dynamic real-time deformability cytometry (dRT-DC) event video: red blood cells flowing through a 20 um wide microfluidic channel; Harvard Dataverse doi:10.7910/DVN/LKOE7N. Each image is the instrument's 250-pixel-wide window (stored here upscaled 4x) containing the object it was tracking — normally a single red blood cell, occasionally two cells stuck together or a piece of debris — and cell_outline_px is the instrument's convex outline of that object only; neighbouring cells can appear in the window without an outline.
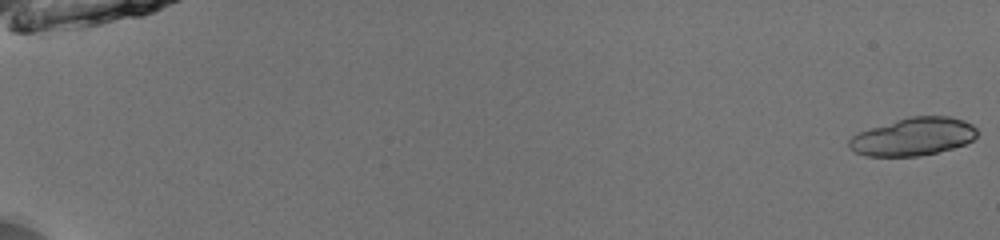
{"species": "common noctule bat (a hibernating species)", "species_latin": "Nyctalus noctula", "temperature_condition": "room temperature", "stored_images_in_passage": 38, "camera_frame_rate_fps": 3000, "um_per_image_px": 0.085, "animal": {"sex": "male", "body_mass_g": 13.0, "forearm_length_mm": 53.1}, "frame": {"image": 1, "passage_image": 1, "time_ms": 0.0, "image_size_px": [1000, 240], "cell_outline_px": [[980, 132], [972, 140], [964, 144], [952, 148], [936, 152], [916, 156], [868, 156], [856, 152], [848, 148], [848, 140], [852, 136], [860, 132], [872, 128], [912, 116], [948, 116], [964, 120], [972, 124]], "centroid_in_image_um": [77.65, 11.62], "position_along_channel_um": 7.3, "area_um2": 27.92}}
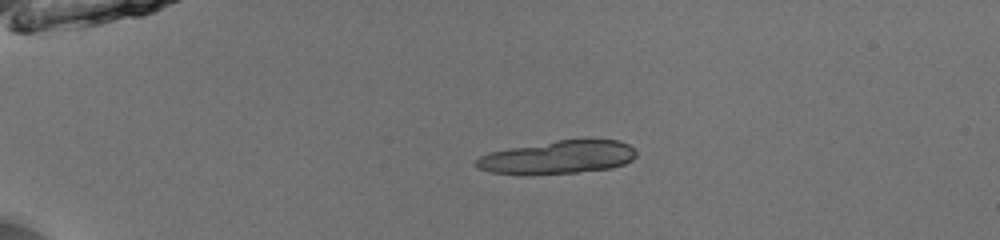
{"frame": {"image": 2, "passage_image": 14, "time_ms": 4.333, "image_size_px": [1000, 240], "cell_outline_px": [[636, 156], [632, 160], [624, 164], [612, 168], [576, 172], [524, 176], [520, 176], [492, 172], [480, 168], [472, 164], [472, 160], [480, 156], [492, 152], [512, 148], [560, 140], [620, 140], [628, 144], [636, 152]], "centroid_in_image_um": [47.38, 13.4], "position_along_channel_um": 37.6, "area_um2": 30.98}}